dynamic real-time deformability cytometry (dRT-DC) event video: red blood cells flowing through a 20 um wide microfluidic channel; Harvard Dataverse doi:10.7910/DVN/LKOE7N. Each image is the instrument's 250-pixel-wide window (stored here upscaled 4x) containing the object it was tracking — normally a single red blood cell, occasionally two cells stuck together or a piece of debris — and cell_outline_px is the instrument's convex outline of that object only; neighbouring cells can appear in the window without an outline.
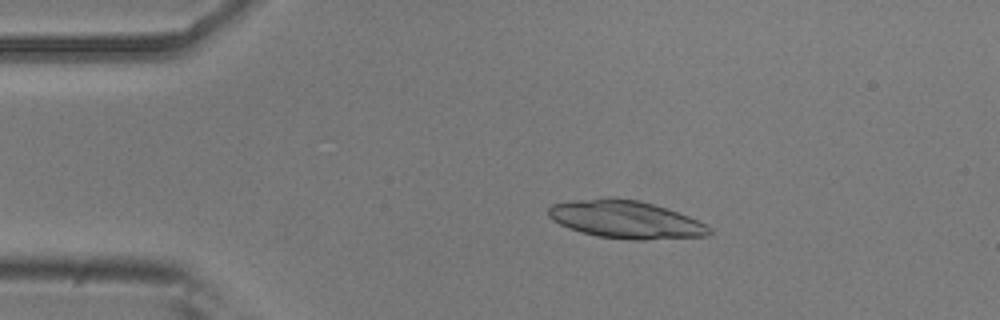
{"species": "common noctule bat (a hibernating species)", "species_latin": "Nyctalus noctula", "temperature_condition": "room temperature", "stored_images_in_passage": 51, "camera_frame_rate_fps": 3000, "um_per_image_px": 0.085, "animal": {"sex": "male", "body_mass_g": 20.5, "forearm_length_mm": 52.5}, "frame": {"image": 1, "passage_image": 9, "time_ms": 2.667, "image_size_px": [1000, 320], "cell_outline_px": [[708, 232], [700, 236], [600, 236], [584, 232], [572, 228], [556, 220], [548, 212], [556, 204], [596, 200], [636, 200], [664, 208], [676, 212], [696, 220], [704, 224]], "centroid_in_image_um": [53.17, 18.63], "position_along_channel_um": 31.8, "area_um2": 31.1}}